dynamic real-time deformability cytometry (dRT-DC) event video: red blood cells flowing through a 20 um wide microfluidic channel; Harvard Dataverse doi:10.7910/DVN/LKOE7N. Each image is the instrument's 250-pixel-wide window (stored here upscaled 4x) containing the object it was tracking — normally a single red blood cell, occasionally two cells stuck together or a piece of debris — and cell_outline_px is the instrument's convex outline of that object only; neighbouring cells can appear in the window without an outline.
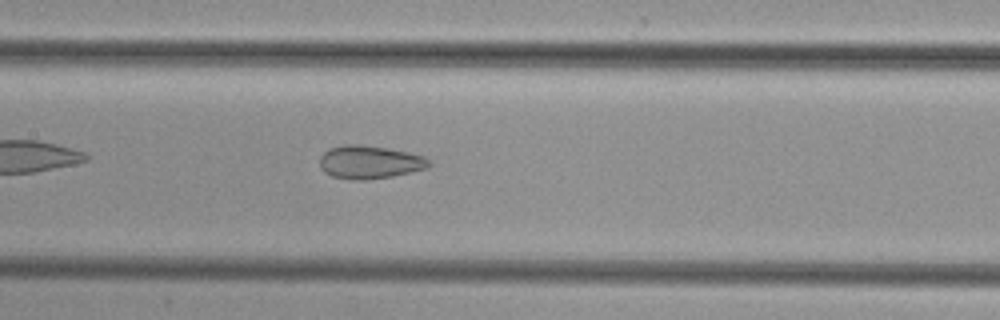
{"species": "common noctule bat (a hibernating species)", "species_latin": "Nyctalus noctula", "temperature_condition": "cold", "stored_images_in_passage": 36, "camera_frame_rate_fps": 3000, "um_per_image_px": 0.085, "animal": {"sex": "female", "body_mass_g": 29.2, "forearm_length_mm": 56.3}, "frame": {"image": 1, "passage_image": 11, "time_ms": 3.333, "image_size_px": [1000, 320], "cell_outline_px": [[432, 164], [428, 168], [392, 176], [364, 180], [352, 180], [332, 176], [324, 172], [320, 168], [320, 156], [324, 152], [332, 148], [344, 144], [360, 144], [388, 148], [408, 152], [424, 156]], "centroid_in_image_um": [31.42, 13.78], "position_along_channel_um": 176.0, "area_um2": 21.15}}